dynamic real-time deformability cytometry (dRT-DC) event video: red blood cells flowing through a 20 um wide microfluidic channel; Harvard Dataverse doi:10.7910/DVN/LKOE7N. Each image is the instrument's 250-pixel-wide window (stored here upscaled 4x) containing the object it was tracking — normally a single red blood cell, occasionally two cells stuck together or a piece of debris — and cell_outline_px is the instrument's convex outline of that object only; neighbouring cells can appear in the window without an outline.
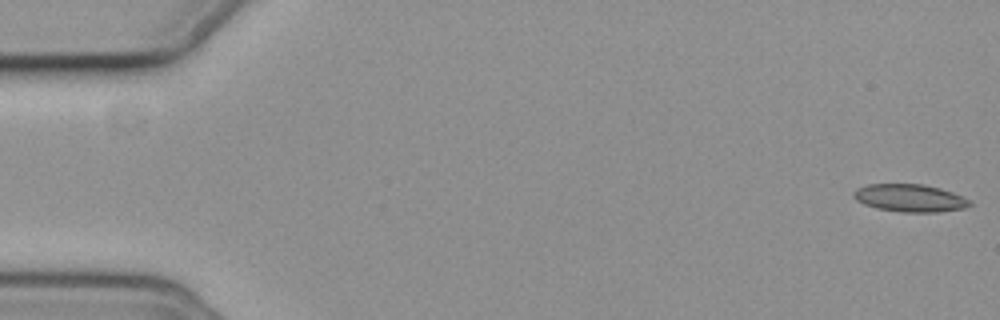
{"species": "common noctule bat (a hibernating species)", "species_latin": "Nyctalus noctula", "temperature_condition": "cold", "stored_images_in_passage": 14, "camera_frame_rate_fps": 3000, "um_per_image_px": 0.085, "animal": {"sex": "female", "body_mass_g": 19.3, "forearm_length_mm": 54.1}, "frame": {"image": 1, "passage_image": 1, "time_ms": 0.0, "image_size_px": [1000, 320], "cell_outline_px": [[972, 204], [964, 208], [940, 212], [900, 212], [876, 208], [864, 204], [856, 200], [852, 196], [852, 192], [856, 188], [868, 184], [924, 184], [940, 188], [952, 192], [972, 200]], "centroid_in_image_um": [77.33, 16.83], "position_along_channel_um": 7.7, "area_um2": 18.9}}